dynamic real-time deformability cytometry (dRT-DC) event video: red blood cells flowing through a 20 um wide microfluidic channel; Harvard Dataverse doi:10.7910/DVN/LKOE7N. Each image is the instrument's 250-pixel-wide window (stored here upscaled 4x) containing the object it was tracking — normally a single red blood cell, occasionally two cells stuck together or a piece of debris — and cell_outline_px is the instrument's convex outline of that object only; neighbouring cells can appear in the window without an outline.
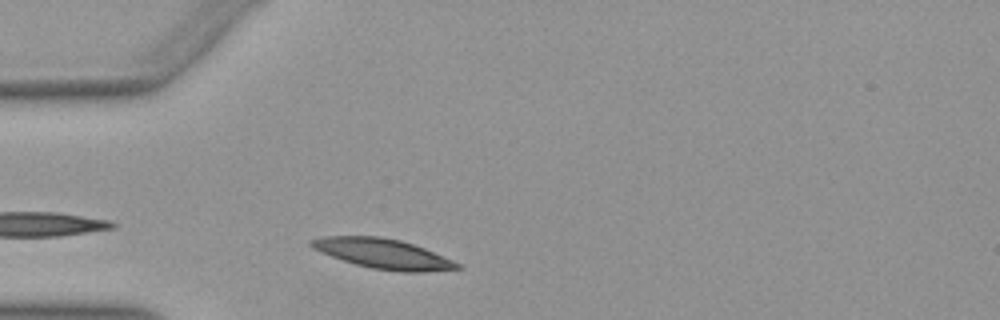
{"species": "Egyptian fruit bat (a non-hibernating species)", "species_latin": "Rousettus aegyptiacus", "temperature_condition": "warm", "stored_images_in_passage": 29, "camera_frame_rate_fps": 3000, "um_per_image_px": 0.085, "animal": {"sex": "female"}, "frame": {"image": 1, "passage_image": 4, "time_ms": 1.0, "image_size_px": [1000, 320], "cell_outline_px": [[464, 268], [424, 272], [400, 272], [372, 268], [356, 264], [320, 252], [312, 248], [308, 244], [308, 240], [324, 236], [380, 236], [400, 240], [424, 248], [452, 260], [460, 264]], "centroid_in_image_um": [32.54, 21.56], "position_along_channel_um": 52.5, "area_um2": 25.32}}
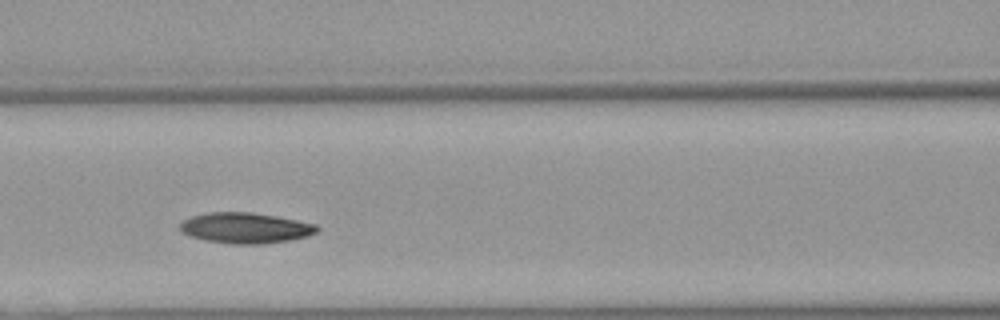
{"frame": {"image": 2, "passage_image": 12, "time_ms": 3.667, "image_size_px": [1000, 320], "cell_outline_px": [[320, 228], [316, 232], [308, 236], [288, 240], [264, 244], [232, 244], [204, 240], [188, 236], [180, 232], [180, 224], [184, 220], [192, 216], [208, 212], [252, 212], [276, 216], [316, 224]], "centroid_in_image_um": [20.84, 19.38], "position_along_channel_um": 145.8, "area_um2": 24.57}}
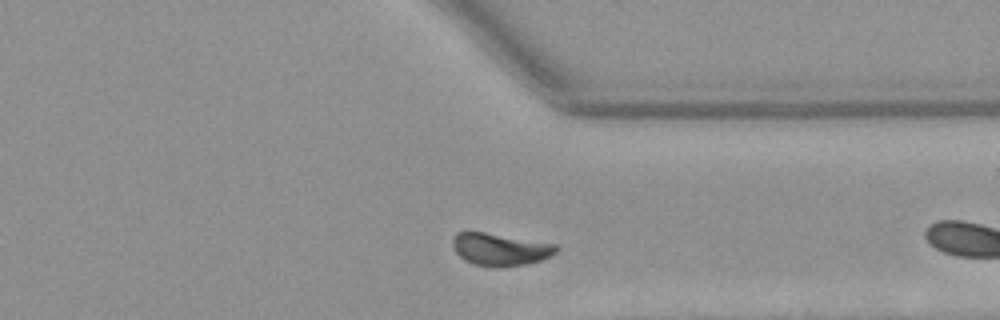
{"frame": {"image": 3, "passage_image": 26, "time_ms": 8.333, "image_size_px": [1000, 320], "cell_outline_px": [[560, 248], [552, 256], [540, 260], [524, 264], [472, 264], [464, 260], [456, 252], [452, 244], [452, 240], [456, 232], [484, 232], [556, 244]], "centroid_in_image_um": [42.52, 21.15], "position_along_channel_um": 368.9, "area_um2": 18.84}, "authors_computed_cell_mechanics": {"area_um2": 20.7502, "velocity_mm_per_s": 3.9408, "shape_relaxation_time_tau1_ms": 10.8533, "shape_relaxation_time_tau2_ms": 4.6254, "deformation_change_tau1": 0.1013, "deformation_change_tau2": 0.1106}}